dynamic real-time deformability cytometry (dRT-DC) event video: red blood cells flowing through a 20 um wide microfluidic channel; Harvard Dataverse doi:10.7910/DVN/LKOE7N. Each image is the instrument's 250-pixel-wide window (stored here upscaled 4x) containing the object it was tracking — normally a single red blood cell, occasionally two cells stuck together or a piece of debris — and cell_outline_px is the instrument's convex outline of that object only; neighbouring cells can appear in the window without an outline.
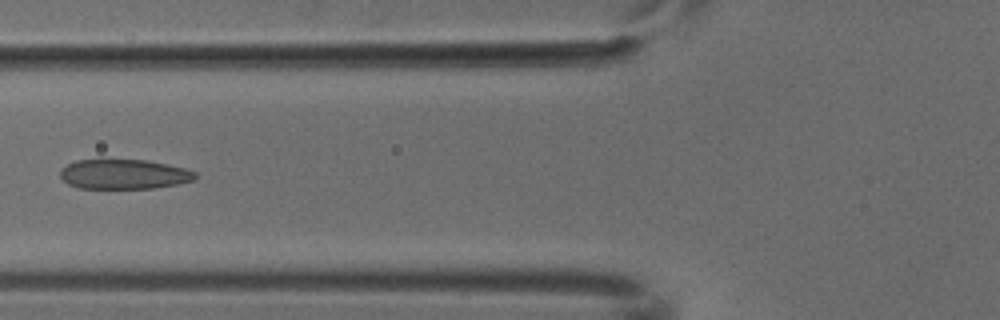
{"species": "common noctule bat (a hibernating species)", "species_latin": "Nyctalus noctula", "temperature_condition": "cold", "stored_images_in_passage": 6, "camera_frame_rate_fps": 3000, "um_per_image_px": 0.085, "animal": {"sex": "male", "body_mass_g": 18.8}, "frame": {"image": 1, "passage_image": 6, "time_ms": 1.667, "image_size_px": [1000, 320], "cell_outline_px": [[196, 180], [176, 184], [152, 188], [80, 188], [68, 184], [60, 176], [60, 168], [76, 160], [148, 160], [184, 168], [196, 172]], "centroid_in_image_um": [10.53, 14.81], "position_along_channel_um": 115.3, "area_um2": 23.29}}